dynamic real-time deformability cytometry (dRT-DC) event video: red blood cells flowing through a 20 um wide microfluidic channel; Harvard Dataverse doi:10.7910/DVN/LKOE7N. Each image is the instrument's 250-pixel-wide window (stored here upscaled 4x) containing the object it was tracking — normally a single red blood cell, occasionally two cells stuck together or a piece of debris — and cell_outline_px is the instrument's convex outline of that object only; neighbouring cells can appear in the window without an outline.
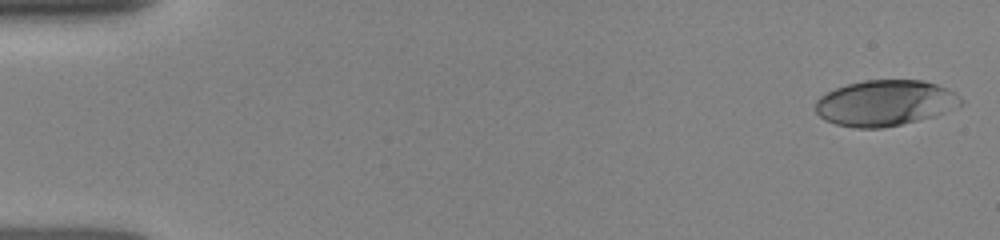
{"species": "human", "species_latin": "Homo sapiens", "temperature_condition": "room temperature", "stored_images_in_passage": 37, "camera_frame_rate_fps": 3000, "um_per_image_px": 0.085, "donor": {"sex": "female"}, "frame": {"image": 1, "passage_image": 1, "time_ms": 0.0, "image_size_px": [1000, 240], "cell_outline_px": [[964, 104], [936, 116], [920, 120], [884, 128], [856, 128], [836, 124], [824, 120], [816, 112], [816, 100], [820, 96], [836, 88], [848, 84], [864, 80], [924, 80], [936, 84], [956, 92], [964, 100]], "centroid_in_image_um": [75.27, 8.76], "position_along_channel_um": 9.7, "area_um2": 39.07}}
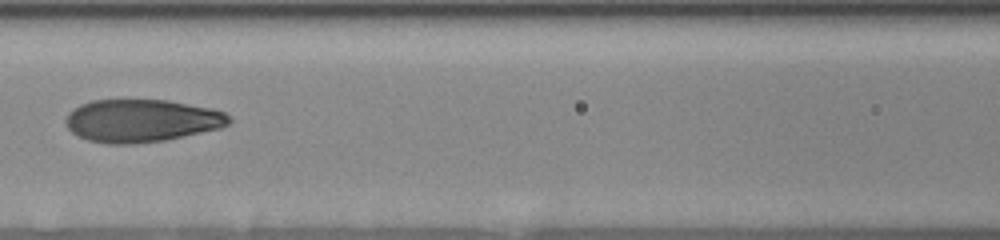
{"frame": {"image": 2, "passage_image": 17, "time_ms": 7.0, "image_size_px": [1000, 240], "cell_outline_px": [[232, 120], [228, 124], [220, 128], [168, 140], [136, 144], [108, 144], [88, 140], [76, 136], [64, 124], [64, 120], [68, 112], [72, 108], [80, 104], [92, 100], [168, 100], [212, 108], [224, 112]], "centroid_in_image_um": [11.99, 10.26], "position_along_channel_um": 154.6, "area_um2": 41.15}}
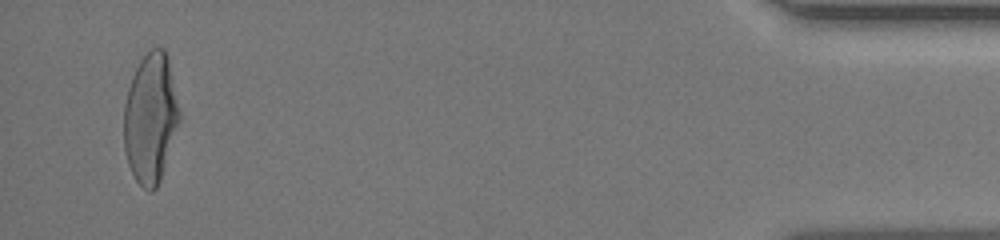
{"frame": {"image": 3, "passage_image": 34, "time_ms": 15.333, "image_size_px": [1000, 240], "cell_outline_px": [[180, 120], [160, 180], [156, 188], [152, 192], [148, 192], [136, 180], [128, 164], [124, 148], [124, 104], [128, 88], [132, 76], [140, 60], [152, 48], [164, 48], [168, 56], [180, 112]], "centroid_in_image_um": [12.79, 10.04], "position_along_channel_um": 422.4, "area_um2": 41.91}}